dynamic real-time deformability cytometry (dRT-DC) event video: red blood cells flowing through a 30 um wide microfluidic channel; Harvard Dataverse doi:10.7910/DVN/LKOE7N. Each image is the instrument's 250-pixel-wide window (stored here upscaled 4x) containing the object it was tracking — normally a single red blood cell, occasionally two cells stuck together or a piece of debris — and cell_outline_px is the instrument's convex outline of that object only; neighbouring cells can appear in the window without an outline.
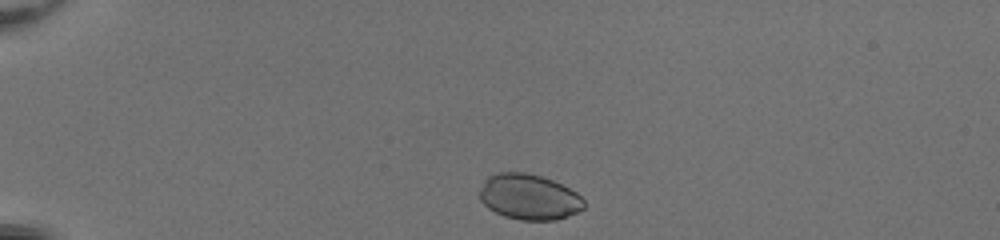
{"species": "common noctule bat (a hibernating species)", "species_latin": "Nyctalus noctula", "temperature_condition": "room temperature", "stored_images_in_passage": 35, "camera_frame_rate_fps": 3000, "um_per_image_px": 0.085, "animal": {"sex": "female", "body_mass_g": 20.0, "forearm_length_mm": 54.0}, "frame": {"image": 1, "passage_image": 2, "time_ms": 0.333, "image_size_px": [1000, 240], "cell_outline_px": [[584, 208], [576, 212], [556, 220], [520, 220], [504, 216], [488, 208], [480, 200], [480, 192], [484, 180], [488, 176], [496, 172], [524, 172], [540, 176], [552, 180], [576, 192], [584, 200]], "centroid_in_image_um": [44.95, 16.74], "position_along_channel_um": 40.1, "area_um2": 27.57}}
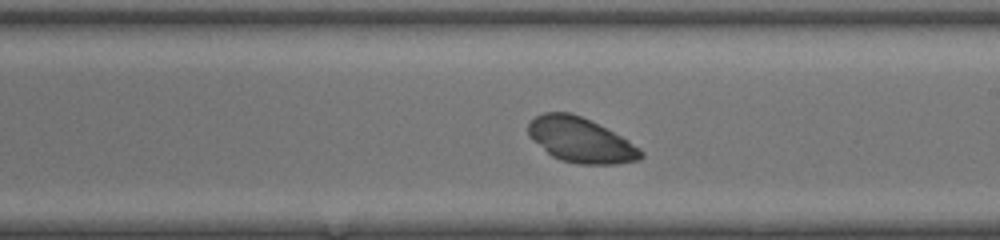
{"frame": {"image": 2, "passage_image": 21, "time_ms": 6.667, "image_size_px": [1000, 240], "cell_outline_px": [[644, 156], [640, 160], [616, 164], [580, 164], [560, 160], [552, 156], [532, 140], [528, 136], [528, 124], [536, 116], [544, 112], [568, 112], [580, 116], [628, 140], [640, 148], [644, 152]], "centroid_in_image_um": [49.35, 11.92], "position_along_channel_um": 239.6, "area_um2": 29.19}}
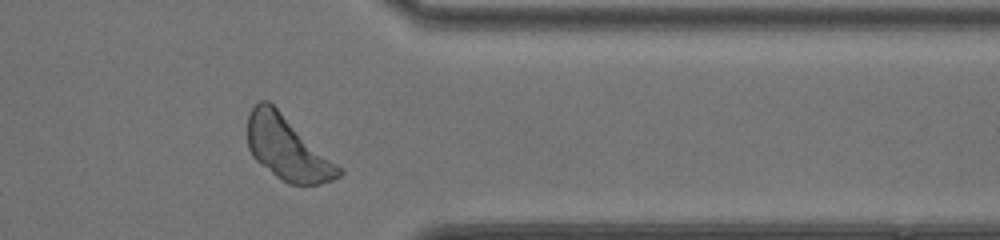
{"frame": {"image": 3, "passage_image": 32, "time_ms": 10.333, "image_size_px": [1000, 240], "cell_outline_px": [[344, 172], [340, 176], [332, 180], [320, 184], [288, 184], [280, 180], [260, 164], [252, 156], [248, 148], [248, 116], [252, 108], [260, 100], [268, 100], [344, 168]], "centroid_in_image_um": [24.46, 12.62], "position_along_channel_um": 386.9, "area_um2": 34.04}}